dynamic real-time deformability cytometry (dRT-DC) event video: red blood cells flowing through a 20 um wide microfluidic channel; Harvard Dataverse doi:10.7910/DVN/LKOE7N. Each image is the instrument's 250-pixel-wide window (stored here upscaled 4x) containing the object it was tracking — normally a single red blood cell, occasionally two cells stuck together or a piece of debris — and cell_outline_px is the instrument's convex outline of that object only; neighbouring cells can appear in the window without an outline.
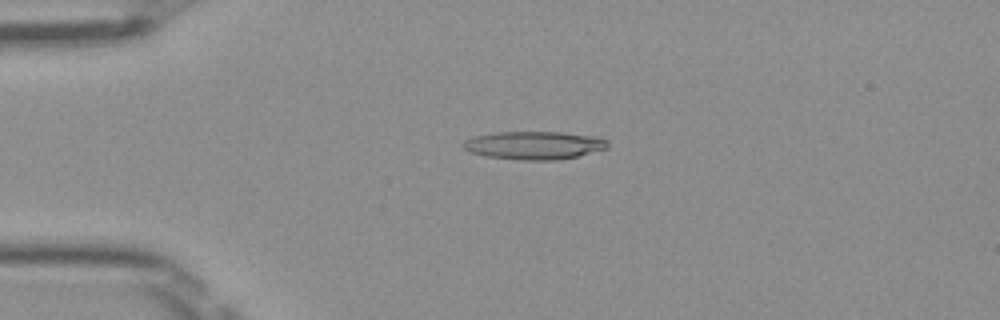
{"species": "Egyptian fruit bat (a non-hibernating species)", "species_latin": "Rousettus aegyptiacus", "temperature_condition": "room temperature", "stored_images_in_passage": 50, "camera_frame_rate_fps": 3000, "um_per_image_px": 0.085, "frame": {"image": 1, "passage_image": 12, "time_ms": 3.667, "image_size_px": [1000, 320], "cell_outline_px": [[608, 148], [576, 156], [556, 160], [520, 160], [488, 156], [468, 152], [460, 144], [464, 140], [476, 136], [496, 132], [560, 132], [600, 136], [608, 140]], "centroid_in_image_um": [45.41, 12.34], "position_along_channel_um": 39.6, "area_um2": 23.76}}
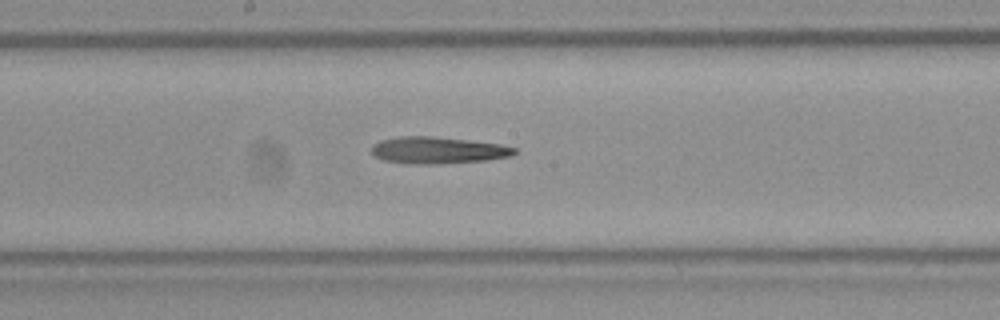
{"frame": {"image": 2, "passage_image": 27, "time_ms": 8.667, "image_size_px": [1000, 320], "cell_outline_px": [[516, 152], [512, 156], [488, 160], [440, 164], [408, 164], [384, 160], [376, 156], [372, 152], [372, 144], [380, 140], [400, 136], [432, 136], [468, 140], [500, 144], [516, 148]], "centroid_in_image_um": [37.22, 12.77], "position_along_channel_um": 211.0, "area_um2": 22.43}}
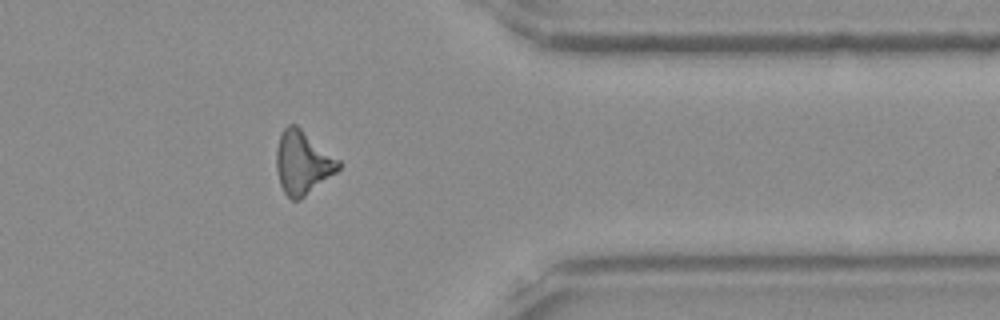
{"frame": {"image": 3, "passage_image": 41, "time_ms": 13.333, "image_size_px": [1000, 320], "cell_outline_px": [[344, 164], [336, 172], [300, 200], [292, 200], [284, 192], [280, 184], [276, 168], [276, 148], [280, 132], [288, 124], [296, 124], [340, 160]], "centroid_in_image_um": [25.72, 13.81], "position_along_channel_um": 385.7, "area_um2": 23.06}, "authors_computed_cell_mechanics": {"area_um2": 22.542, "velocity_mm_per_s": 4.0428, "shape_relaxation_time_tau1_ms": 5.3412, "shape_relaxation_time_tau2_ms": null, "deformation_change_tau1": 0.2023, "deformation_change_tau2": null}}